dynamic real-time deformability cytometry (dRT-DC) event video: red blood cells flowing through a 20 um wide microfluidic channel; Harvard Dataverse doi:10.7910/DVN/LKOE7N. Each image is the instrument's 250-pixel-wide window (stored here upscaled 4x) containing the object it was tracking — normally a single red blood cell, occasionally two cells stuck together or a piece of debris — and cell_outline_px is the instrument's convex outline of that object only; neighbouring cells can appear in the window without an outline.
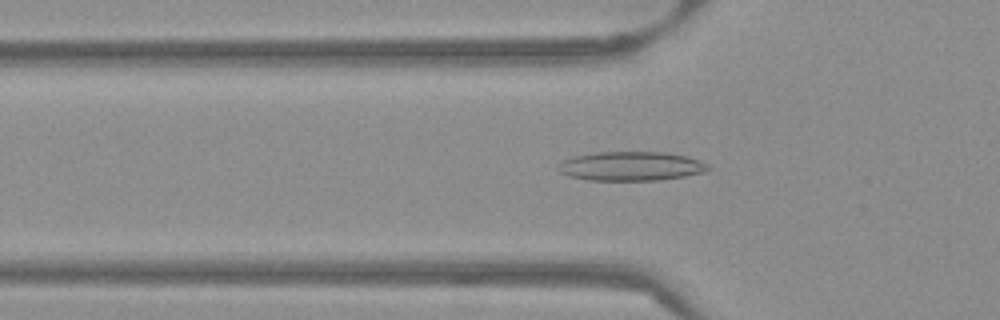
{"species": "Egyptian fruit bat (a non-hibernating species)", "species_latin": "Rousettus aegyptiacus", "temperature_condition": "warm", "stored_images_in_passage": 53, "camera_frame_rate_fps": 3000, "um_per_image_px": 0.085, "frame": {"image": 1, "passage_image": 18, "time_ms": 5.667, "image_size_px": [1000, 320], "cell_outline_px": [[712, 168], [704, 172], [684, 176], [656, 180], [588, 180], [568, 176], [560, 172], [560, 164], [564, 160], [572, 156], [596, 152], [664, 152], [688, 156], [700, 160], [708, 164]], "centroid_in_image_um": [53.67, 14.12], "position_along_channel_um": 72.1, "area_um2": 25.43}}
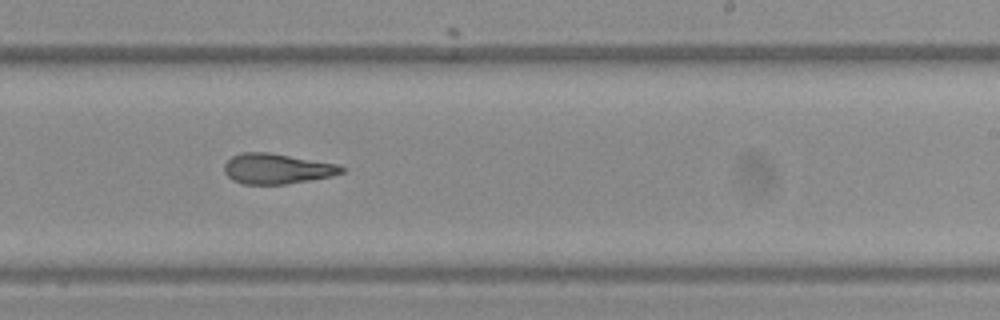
{"frame": {"image": 2, "passage_image": 33, "time_ms": 10.667, "image_size_px": [1000, 320], "cell_outline_px": [[348, 168], [344, 172], [332, 176], [312, 180], [284, 184], [244, 184], [232, 180], [224, 172], [224, 164], [232, 156], [240, 152], [268, 152], [340, 164]], "centroid_in_image_um": [23.58, 14.34], "position_along_channel_um": 265.4, "area_um2": 20.98}}
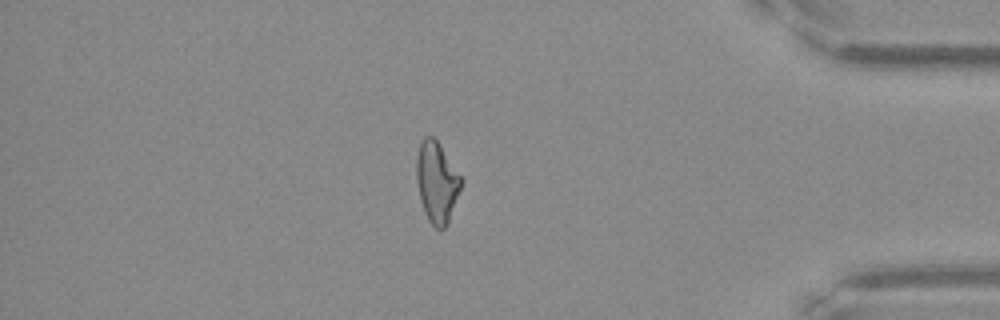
{"frame": {"image": 3, "passage_image": 46, "time_ms": 15.0, "image_size_px": [1000, 320], "cell_outline_px": [[464, 180], [448, 224], [444, 228], [436, 228], [428, 220], [424, 212], [420, 200], [416, 180], [416, 156], [420, 140], [424, 136], [432, 136], [440, 144]], "centroid_in_image_um": [37.12, 15.46], "position_along_channel_um": 398.1, "area_um2": 21.39}, "authors_computed_cell_mechanics": {"area_um2": 21.7328, "velocity_mm_per_s": 3.8446, "shape_relaxation_time_tau1_ms": null, "shape_relaxation_time_tau2_ms": 4.2885, "deformation_change_tau1": null, "deformation_change_tau2": 0.1502}}